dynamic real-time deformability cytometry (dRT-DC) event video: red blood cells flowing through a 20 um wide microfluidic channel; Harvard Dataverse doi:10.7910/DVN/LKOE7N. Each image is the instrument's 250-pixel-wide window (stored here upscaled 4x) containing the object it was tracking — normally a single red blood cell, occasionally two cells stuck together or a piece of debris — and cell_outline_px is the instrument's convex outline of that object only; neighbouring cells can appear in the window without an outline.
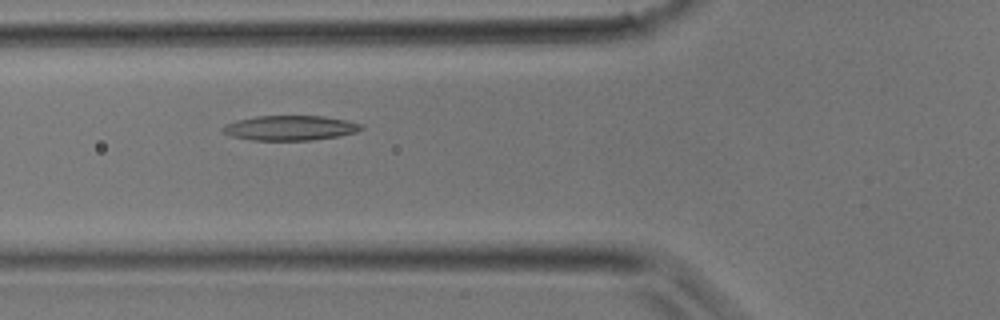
{"species": "common noctule bat (a hibernating species)", "species_latin": "Nyctalus noctula", "temperature_condition": "room temperature", "stored_images_in_passage": 34, "camera_frame_rate_fps": 3000, "um_per_image_px": 0.085, "animal": {"sex": "male", "body_mass_g": 17.9}, "frame": {"image": 1, "passage_image": 12, "time_ms": 3.667, "image_size_px": [1000, 320], "cell_outline_px": [[364, 128], [356, 132], [340, 136], [312, 140], [252, 140], [232, 136], [224, 132], [220, 128], [224, 124], [236, 120], [256, 116], [324, 116], [348, 120], [360, 124]], "centroid_in_image_um": [24.66, 10.87], "position_along_channel_um": 101.1, "area_um2": 20.11}}
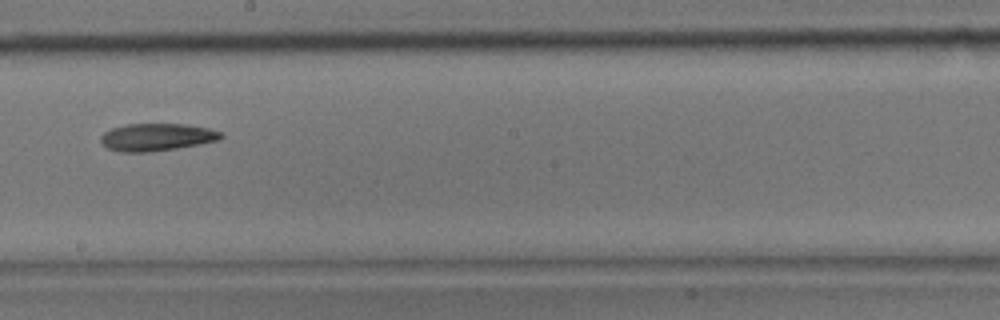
{"frame": {"image": 2, "passage_image": 19, "time_ms": 6.0, "image_size_px": [1000, 320], "cell_outline_px": [[224, 136], [220, 140], [176, 148], [152, 152], [124, 152], [108, 148], [100, 140], [100, 136], [104, 132], [112, 128], [128, 124], [188, 124], [208, 128], [220, 132]], "centroid_in_image_um": [13.33, 11.65], "position_along_channel_um": 234.9, "area_um2": 19.13}}
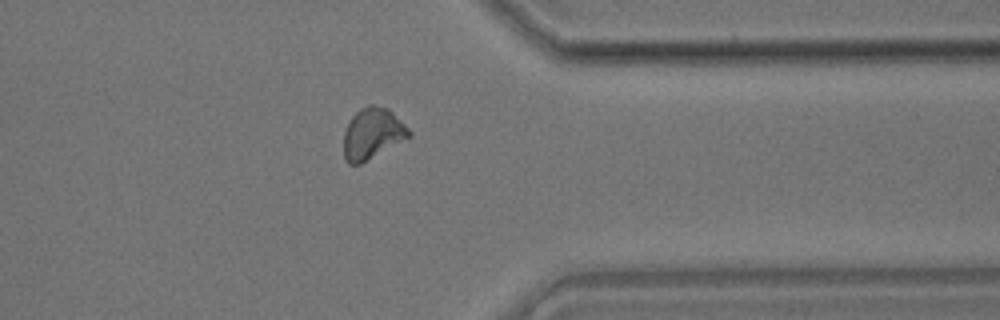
{"frame": {"image": 3, "passage_image": 27, "time_ms": 8.667, "image_size_px": [1000, 320], "cell_outline_px": [[412, 136], [360, 164], [348, 164], [344, 160], [344, 132], [348, 120], [360, 108], [368, 104], [372, 104], [388, 108], [412, 132]], "centroid_in_image_um": [31.64, 11.34], "position_along_channel_um": 379.8, "area_um2": 19.54}}